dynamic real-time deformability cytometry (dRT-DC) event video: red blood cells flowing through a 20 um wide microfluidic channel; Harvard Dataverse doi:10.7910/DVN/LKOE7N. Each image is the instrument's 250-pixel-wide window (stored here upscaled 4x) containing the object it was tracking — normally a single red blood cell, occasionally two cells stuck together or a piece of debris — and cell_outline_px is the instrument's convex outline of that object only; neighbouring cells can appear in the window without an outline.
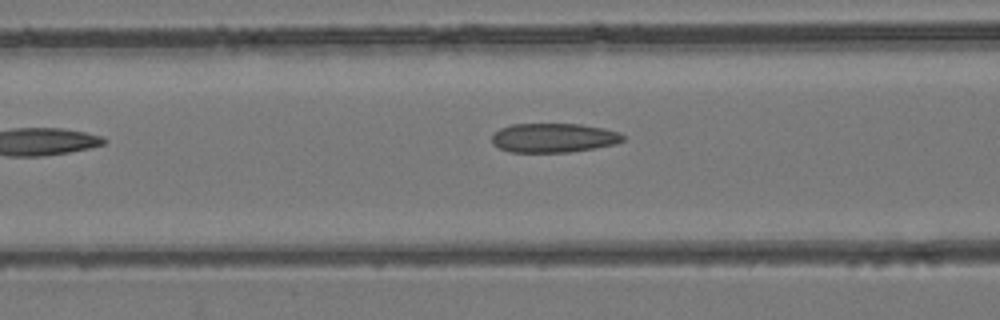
{"species": "common noctule bat (a hibernating species)", "species_latin": "Nyctalus noctula", "temperature_condition": "room temperature", "stored_images_in_passage": 5, "segment_of_instrument_passage": [1, 2], "camera_frame_rate_fps": 3000, "um_per_image_px": 0.085, "animal": {"sex": "female", "body_mass_g": 24.6, "forearm_length_mm": 56.2}, "frame": {"image": 1, "passage_image": 4, "time_ms": 3.333, "image_size_px": [1000, 320], "cell_outline_px": [[624, 140], [616, 144], [568, 152], [508, 152], [492, 144], [492, 136], [500, 128], [512, 124], [580, 124], [604, 128], [620, 132], [624, 136]], "centroid_in_image_um": [47.06, 11.71], "position_along_channel_um": 119.5, "area_um2": 22.31}}